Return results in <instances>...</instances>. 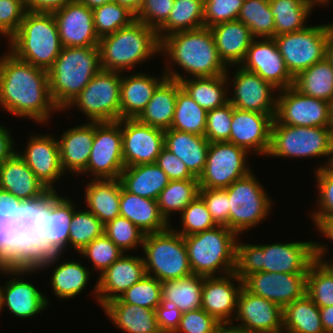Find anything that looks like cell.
Here are the masks:
<instances>
[{"label":"cell","instance_id":"1","mask_svg":"<svg viewBox=\"0 0 333 333\" xmlns=\"http://www.w3.org/2000/svg\"><path fill=\"white\" fill-rule=\"evenodd\" d=\"M0 106L3 110L36 123L50 120L59 112L49 91L48 71L15 57H0Z\"/></svg>","mask_w":333,"mask_h":333},{"label":"cell","instance_id":"2","mask_svg":"<svg viewBox=\"0 0 333 333\" xmlns=\"http://www.w3.org/2000/svg\"><path fill=\"white\" fill-rule=\"evenodd\" d=\"M316 260V241L249 244L236 242L234 273L243 281L252 273H307Z\"/></svg>","mask_w":333,"mask_h":333},{"label":"cell","instance_id":"3","mask_svg":"<svg viewBox=\"0 0 333 333\" xmlns=\"http://www.w3.org/2000/svg\"><path fill=\"white\" fill-rule=\"evenodd\" d=\"M163 52L165 61L169 58L166 65L177 64L192 78L225 75L229 69L220 59L208 27L169 34L160 41V53Z\"/></svg>","mask_w":333,"mask_h":333},{"label":"cell","instance_id":"4","mask_svg":"<svg viewBox=\"0 0 333 333\" xmlns=\"http://www.w3.org/2000/svg\"><path fill=\"white\" fill-rule=\"evenodd\" d=\"M47 199L21 202L0 218V263L26 265L38 260V231Z\"/></svg>","mask_w":333,"mask_h":333},{"label":"cell","instance_id":"5","mask_svg":"<svg viewBox=\"0 0 333 333\" xmlns=\"http://www.w3.org/2000/svg\"><path fill=\"white\" fill-rule=\"evenodd\" d=\"M101 69L98 46L63 47L48 70L50 95L59 111L64 110Z\"/></svg>","mask_w":333,"mask_h":333},{"label":"cell","instance_id":"6","mask_svg":"<svg viewBox=\"0 0 333 333\" xmlns=\"http://www.w3.org/2000/svg\"><path fill=\"white\" fill-rule=\"evenodd\" d=\"M98 48L101 68L122 73L160 53V41L154 29L135 20L101 37Z\"/></svg>","mask_w":333,"mask_h":333},{"label":"cell","instance_id":"7","mask_svg":"<svg viewBox=\"0 0 333 333\" xmlns=\"http://www.w3.org/2000/svg\"><path fill=\"white\" fill-rule=\"evenodd\" d=\"M9 52L48 71L63 46L52 13L27 11L18 31L9 39Z\"/></svg>","mask_w":333,"mask_h":333},{"label":"cell","instance_id":"8","mask_svg":"<svg viewBox=\"0 0 333 333\" xmlns=\"http://www.w3.org/2000/svg\"><path fill=\"white\" fill-rule=\"evenodd\" d=\"M237 235L225 226L184 236L189 265L193 274L204 277L224 275L235 270Z\"/></svg>","mask_w":333,"mask_h":333},{"label":"cell","instance_id":"9","mask_svg":"<svg viewBox=\"0 0 333 333\" xmlns=\"http://www.w3.org/2000/svg\"><path fill=\"white\" fill-rule=\"evenodd\" d=\"M75 208L71 198L59 196L57 192L47 196L37 235L38 260L33 263L39 271L54 266L66 250Z\"/></svg>","mask_w":333,"mask_h":333},{"label":"cell","instance_id":"10","mask_svg":"<svg viewBox=\"0 0 333 333\" xmlns=\"http://www.w3.org/2000/svg\"><path fill=\"white\" fill-rule=\"evenodd\" d=\"M267 156L283 158L329 157L318 168L333 166L332 127H302L272 124L271 144Z\"/></svg>","mask_w":333,"mask_h":333},{"label":"cell","instance_id":"11","mask_svg":"<svg viewBox=\"0 0 333 333\" xmlns=\"http://www.w3.org/2000/svg\"><path fill=\"white\" fill-rule=\"evenodd\" d=\"M170 225L166 230L145 234L143 261L146 275L158 281L176 280L192 274L184 237Z\"/></svg>","mask_w":333,"mask_h":333},{"label":"cell","instance_id":"12","mask_svg":"<svg viewBox=\"0 0 333 333\" xmlns=\"http://www.w3.org/2000/svg\"><path fill=\"white\" fill-rule=\"evenodd\" d=\"M229 198V229L237 236L267 218L272 200L251 171L225 188Z\"/></svg>","mask_w":333,"mask_h":333},{"label":"cell","instance_id":"13","mask_svg":"<svg viewBox=\"0 0 333 333\" xmlns=\"http://www.w3.org/2000/svg\"><path fill=\"white\" fill-rule=\"evenodd\" d=\"M121 73L101 69L65 108L75 106L89 122L120 120Z\"/></svg>","mask_w":333,"mask_h":333},{"label":"cell","instance_id":"14","mask_svg":"<svg viewBox=\"0 0 333 333\" xmlns=\"http://www.w3.org/2000/svg\"><path fill=\"white\" fill-rule=\"evenodd\" d=\"M330 25L308 26L300 31L274 36L285 66L293 78L325 58Z\"/></svg>","mask_w":333,"mask_h":333},{"label":"cell","instance_id":"15","mask_svg":"<svg viewBox=\"0 0 333 333\" xmlns=\"http://www.w3.org/2000/svg\"><path fill=\"white\" fill-rule=\"evenodd\" d=\"M248 154L246 149L228 141L210 143L204 170L198 177L200 189H225L247 176L251 172Z\"/></svg>","mask_w":333,"mask_h":333},{"label":"cell","instance_id":"16","mask_svg":"<svg viewBox=\"0 0 333 333\" xmlns=\"http://www.w3.org/2000/svg\"><path fill=\"white\" fill-rule=\"evenodd\" d=\"M33 272L38 273V268L33 263L26 265L0 263V273H4L5 276H14L0 287V312L4 306H7L10 313L17 318L28 319L49 307L46 295L42 294L32 283L20 278V276L24 277V274Z\"/></svg>","mask_w":333,"mask_h":333},{"label":"cell","instance_id":"17","mask_svg":"<svg viewBox=\"0 0 333 333\" xmlns=\"http://www.w3.org/2000/svg\"><path fill=\"white\" fill-rule=\"evenodd\" d=\"M272 124L302 127H332L331 103L301 94L293 86L278 90Z\"/></svg>","mask_w":333,"mask_h":333},{"label":"cell","instance_id":"18","mask_svg":"<svg viewBox=\"0 0 333 333\" xmlns=\"http://www.w3.org/2000/svg\"><path fill=\"white\" fill-rule=\"evenodd\" d=\"M125 168L122 154L121 119L95 122V135L87 168L93 179H118Z\"/></svg>","mask_w":333,"mask_h":333},{"label":"cell","instance_id":"19","mask_svg":"<svg viewBox=\"0 0 333 333\" xmlns=\"http://www.w3.org/2000/svg\"><path fill=\"white\" fill-rule=\"evenodd\" d=\"M124 166L153 164L164 147V130L137 119H121Z\"/></svg>","mask_w":333,"mask_h":333},{"label":"cell","instance_id":"20","mask_svg":"<svg viewBox=\"0 0 333 333\" xmlns=\"http://www.w3.org/2000/svg\"><path fill=\"white\" fill-rule=\"evenodd\" d=\"M282 313L279 305L249 292L243 286L238 296L236 318H233L241 324L232 326L247 333H281Z\"/></svg>","mask_w":333,"mask_h":333},{"label":"cell","instance_id":"21","mask_svg":"<svg viewBox=\"0 0 333 333\" xmlns=\"http://www.w3.org/2000/svg\"><path fill=\"white\" fill-rule=\"evenodd\" d=\"M307 273L255 272L243 280L251 293L279 305L282 309L306 294Z\"/></svg>","mask_w":333,"mask_h":333},{"label":"cell","instance_id":"22","mask_svg":"<svg viewBox=\"0 0 333 333\" xmlns=\"http://www.w3.org/2000/svg\"><path fill=\"white\" fill-rule=\"evenodd\" d=\"M237 68L233 79V95L229 97L230 104L244 111L276 114L277 95L274 94L277 88L256 73L240 65Z\"/></svg>","mask_w":333,"mask_h":333},{"label":"cell","instance_id":"23","mask_svg":"<svg viewBox=\"0 0 333 333\" xmlns=\"http://www.w3.org/2000/svg\"><path fill=\"white\" fill-rule=\"evenodd\" d=\"M244 69L254 72L278 90L293 86L294 78L288 72L274 38H255L248 48Z\"/></svg>","mask_w":333,"mask_h":333},{"label":"cell","instance_id":"24","mask_svg":"<svg viewBox=\"0 0 333 333\" xmlns=\"http://www.w3.org/2000/svg\"><path fill=\"white\" fill-rule=\"evenodd\" d=\"M57 22L63 47L98 46L93 11L78 0H73L52 13Z\"/></svg>","mask_w":333,"mask_h":333},{"label":"cell","instance_id":"25","mask_svg":"<svg viewBox=\"0 0 333 333\" xmlns=\"http://www.w3.org/2000/svg\"><path fill=\"white\" fill-rule=\"evenodd\" d=\"M26 145L25 151L16 152L41 183L51 192H56L55 182L66 173L61 166L57 138L50 134L31 135Z\"/></svg>","mask_w":333,"mask_h":333},{"label":"cell","instance_id":"26","mask_svg":"<svg viewBox=\"0 0 333 333\" xmlns=\"http://www.w3.org/2000/svg\"><path fill=\"white\" fill-rule=\"evenodd\" d=\"M275 114L244 111L233 107L229 142L260 155H268Z\"/></svg>","mask_w":333,"mask_h":333},{"label":"cell","instance_id":"27","mask_svg":"<svg viewBox=\"0 0 333 333\" xmlns=\"http://www.w3.org/2000/svg\"><path fill=\"white\" fill-rule=\"evenodd\" d=\"M233 280L238 283H233ZM238 284V285H237ZM243 281L233 272L227 275L204 277L201 308L222 325H233L234 312ZM232 316V317H231Z\"/></svg>","mask_w":333,"mask_h":333},{"label":"cell","instance_id":"28","mask_svg":"<svg viewBox=\"0 0 333 333\" xmlns=\"http://www.w3.org/2000/svg\"><path fill=\"white\" fill-rule=\"evenodd\" d=\"M145 275L143 258L123 253L117 261L98 277L93 290L96 301L103 307L109 301L119 298Z\"/></svg>","mask_w":333,"mask_h":333},{"label":"cell","instance_id":"29","mask_svg":"<svg viewBox=\"0 0 333 333\" xmlns=\"http://www.w3.org/2000/svg\"><path fill=\"white\" fill-rule=\"evenodd\" d=\"M0 188L21 202L47 199L51 193L17 152L0 165Z\"/></svg>","mask_w":333,"mask_h":333},{"label":"cell","instance_id":"30","mask_svg":"<svg viewBox=\"0 0 333 333\" xmlns=\"http://www.w3.org/2000/svg\"><path fill=\"white\" fill-rule=\"evenodd\" d=\"M171 66L172 65L165 66L166 68L164 67V73L167 75V78L179 81L181 87L195 102L205 109L206 112L229 102V97L227 96L229 91L227 88L229 87L228 84L232 85V82L228 80V69L225 75L187 78V76L181 75L178 71L172 70L174 67Z\"/></svg>","mask_w":333,"mask_h":333},{"label":"cell","instance_id":"31","mask_svg":"<svg viewBox=\"0 0 333 333\" xmlns=\"http://www.w3.org/2000/svg\"><path fill=\"white\" fill-rule=\"evenodd\" d=\"M58 140L63 171L76 175L87 168L95 135V122H88L65 130ZM79 173V174H78Z\"/></svg>","mask_w":333,"mask_h":333},{"label":"cell","instance_id":"32","mask_svg":"<svg viewBox=\"0 0 333 333\" xmlns=\"http://www.w3.org/2000/svg\"><path fill=\"white\" fill-rule=\"evenodd\" d=\"M122 76L123 74H121L120 84V119H136L167 75L163 73L158 78L146 73L135 72Z\"/></svg>","mask_w":333,"mask_h":333},{"label":"cell","instance_id":"33","mask_svg":"<svg viewBox=\"0 0 333 333\" xmlns=\"http://www.w3.org/2000/svg\"><path fill=\"white\" fill-rule=\"evenodd\" d=\"M218 55L224 64L240 65L247 54L248 48L255 39L250 29L241 21L222 22L210 27Z\"/></svg>","mask_w":333,"mask_h":333},{"label":"cell","instance_id":"34","mask_svg":"<svg viewBox=\"0 0 333 333\" xmlns=\"http://www.w3.org/2000/svg\"><path fill=\"white\" fill-rule=\"evenodd\" d=\"M209 144L204 136L175 129L164 131V147L178 157L196 178L204 170Z\"/></svg>","mask_w":333,"mask_h":333},{"label":"cell","instance_id":"35","mask_svg":"<svg viewBox=\"0 0 333 333\" xmlns=\"http://www.w3.org/2000/svg\"><path fill=\"white\" fill-rule=\"evenodd\" d=\"M120 216L130 220L145 234L161 232L171 224L160 214L157 200L126 191L121 184Z\"/></svg>","mask_w":333,"mask_h":333},{"label":"cell","instance_id":"36","mask_svg":"<svg viewBox=\"0 0 333 333\" xmlns=\"http://www.w3.org/2000/svg\"><path fill=\"white\" fill-rule=\"evenodd\" d=\"M103 310L109 320L127 333H162L158 327L155 309L122 302L119 298L106 303Z\"/></svg>","mask_w":333,"mask_h":333},{"label":"cell","instance_id":"37","mask_svg":"<svg viewBox=\"0 0 333 333\" xmlns=\"http://www.w3.org/2000/svg\"><path fill=\"white\" fill-rule=\"evenodd\" d=\"M85 187L87 209L104 225L120 216V179H93Z\"/></svg>","mask_w":333,"mask_h":333},{"label":"cell","instance_id":"38","mask_svg":"<svg viewBox=\"0 0 333 333\" xmlns=\"http://www.w3.org/2000/svg\"><path fill=\"white\" fill-rule=\"evenodd\" d=\"M119 179L126 191L153 200L158 199L170 182L167 174L155 163L125 167Z\"/></svg>","mask_w":333,"mask_h":333},{"label":"cell","instance_id":"39","mask_svg":"<svg viewBox=\"0 0 333 333\" xmlns=\"http://www.w3.org/2000/svg\"><path fill=\"white\" fill-rule=\"evenodd\" d=\"M181 83L177 80L166 78L155 90L147 106L136 118L143 124L162 130H168L174 117L177 91Z\"/></svg>","mask_w":333,"mask_h":333},{"label":"cell","instance_id":"40","mask_svg":"<svg viewBox=\"0 0 333 333\" xmlns=\"http://www.w3.org/2000/svg\"><path fill=\"white\" fill-rule=\"evenodd\" d=\"M204 276L191 274L161 282L162 303L177 307L182 313L201 309Z\"/></svg>","mask_w":333,"mask_h":333},{"label":"cell","instance_id":"41","mask_svg":"<svg viewBox=\"0 0 333 333\" xmlns=\"http://www.w3.org/2000/svg\"><path fill=\"white\" fill-rule=\"evenodd\" d=\"M284 333H325L319 307L305 294L283 308Z\"/></svg>","mask_w":333,"mask_h":333},{"label":"cell","instance_id":"42","mask_svg":"<svg viewBox=\"0 0 333 333\" xmlns=\"http://www.w3.org/2000/svg\"><path fill=\"white\" fill-rule=\"evenodd\" d=\"M293 87L301 94L333 102V65L326 57L299 73Z\"/></svg>","mask_w":333,"mask_h":333},{"label":"cell","instance_id":"43","mask_svg":"<svg viewBox=\"0 0 333 333\" xmlns=\"http://www.w3.org/2000/svg\"><path fill=\"white\" fill-rule=\"evenodd\" d=\"M76 261H62L51 275L52 291L59 299L74 298L82 293L91 276L90 269Z\"/></svg>","mask_w":333,"mask_h":333},{"label":"cell","instance_id":"44","mask_svg":"<svg viewBox=\"0 0 333 333\" xmlns=\"http://www.w3.org/2000/svg\"><path fill=\"white\" fill-rule=\"evenodd\" d=\"M204 27V0H175L166 23L157 31L161 41L169 34Z\"/></svg>","mask_w":333,"mask_h":333},{"label":"cell","instance_id":"45","mask_svg":"<svg viewBox=\"0 0 333 333\" xmlns=\"http://www.w3.org/2000/svg\"><path fill=\"white\" fill-rule=\"evenodd\" d=\"M269 4L275 21L274 36L308 27L306 22L313 7L305 0H270Z\"/></svg>","mask_w":333,"mask_h":333},{"label":"cell","instance_id":"46","mask_svg":"<svg viewBox=\"0 0 333 333\" xmlns=\"http://www.w3.org/2000/svg\"><path fill=\"white\" fill-rule=\"evenodd\" d=\"M198 178L170 180L157 199L160 214L169 222L172 213H181L185 207L199 196Z\"/></svg>","mask_w":333,"mask_h":333},{"label":"cell","instance_id":"47","mask_svg":"<svg viewBox=\"0 0 333 333\" xmlns=\"http://www.w3.org/2000/svg\"><path fill=\"white\" fill-rule=\"evenodd\" d=\"M207 112L181 87L170 129L204 136Z\"/></svg>","mask_w":333,"mask_h":333},{"label":"cell","instance_id":"48","mask_svg":"<svg viewBox=\"0 0 333 333\" xmlns=\"http://www.w3.org/2000/svg\"><path fill=\"white\" fill-rule=\"evenodd\" d=\"M237 20L250 29L254 38H274L275 21L267 1L244 0Z\"/></svg>","mask_w":333,"mask_h":333},{"label":"cell","instance_id":"49","mask_svg":"<svg viewBox=\"0 0 333 333\" xmlns=\"http://www.w3.org/2000/svg\"><path fill=\"white\" fill-rule=\"evenodd\" d=\"M306 294L320 307L333 306V270L316 259L306 274Z\"/></svg>","mask_w":333,"mask_h":333},{"label":"cell","instance_id":"50","mask_svg":"<svg viewBox=\"0 0 333 333\" xmlns=\"http://www.w3.org/2000/svg\"><path fill=\"white\" fill-rule=\"evenodd\" d=\"M92 11L94 27L99 38L115 33L136 20L132 11L114 1L95 7Z\"/></svg>","mask_w":333,"mask_h":333},{"label":"cell","instance_id":"51","mask_svg":"<svg viewBox=\"0 0 333 333\" xmlns=\"http://www.w3.org/2000/svg\"><path fill=\"white\" fill-rule=\"evenodd\" d=\"M73 212L68 246L80 252L87 244L104 233V224L90 211Z\"/></svg>","mask_w":333,"mask_h":333},{"label":"cell","instance_id":"52","mask_svg":"<svg viewBox=\"0 0 333 333\" xmlns=\"http://www.w3.org/2000/svg\"><path fill=\"white\" fill-rule=\"evenodd\" d=\"M104 233L124 253L143 246L145 233L124 217H116L104 225Z\"/></svg>","mask_w":333,"mask_h":333},{"label":"cell","instance_id":"53","mask_svg":"<svg viewBox=\"0 0 333 333\" xmlns=\"http://www.w3.org/2000/svg\"><path fill=\"white\" fill-rule=\"evenodd\" d=\"M161 294V282L155 277L145 275L141 280L127 289L119 299L124 303L156 309L162 303Z\"/></svg>","mask_w":333,"mask_h":333},{"label":"cell","instance_id":"54","mask_svg":"<svg viewBox=\"0 0 333 333\" xmlns=\"http://www.w3.org/2000/svg\"><path fill=\"white\" fill-rule=\"evenodd\" d=\"M182 229L176 230L180 235L188 236L195 233L212 229L217 225L212 220L207 206L200 196H197L185 209L180 213Z\"/></svg>","mask_w":333,"mask_h":333},{"label":"cell","instance_id":"55","mask_svg":"<svg viewBox=\"0 0 333 333\" xmlns=\"http://www.w3.org/2000/svg\"><path fill=\"white\" fill-rule=\"evenodd\" d=\"M79 253L90 260L96 271L101 274L117 261L124 253L103 233L92 240Z\"/></svg>","mask_w":333,"mask_h":333},{"label":"cell","instance_id":"56","mask_svg":"<svg viewBox=\"0 0 333 333\" xmlns=\"http://www.w3.org/2000/svg\"><path fill=\"white\" fill-rule=\"evenodd\" d=\"M314 174L317 179L318 210L310 214L316 226L324 217L333 216V166L316 169Z\"/></svg>","mask_w":333,"mask_h":333},{"label":"cell","instance_id":"57","mask_svg":"<svg viewBox=\"0 0 333 333\" xmlns=\"http://www.w3.org/2000/svg\"><path fill=\"white\" fill-rule=\"evenodd\" d=\"M233 115L230 102L207 112L204 137L210 142H229Z\"/></svg>","mask_w":333,"mask_h":333},{"label":"cell","instance_id":"58","mask_svg":"<svg viewBox=\"0 0 333 333\" xmlns=\"http://www.w3.org/2000/svg\"><path fill=\"white\" fill-rule=\"evenodd\" d=\"M244 0H204V27L237 20Z\"/></svg>","mask_w":333,"mask_h":333},{"label":"cell","instance_id":"59","mask_svg":"<svg viewBox=\"0 0 333 333\" xmlns=\"http://www.w3.org/2000/svg\"><path fill=\"white\" fill-rule=\"evenodd\" d=\"M175 0H144L136 20L141 21L156 32L166 23Z\"/></svg>","mask_w":333,"mask_h":333},{"label":"cell","instance_id":"60","mask_svg":"<svg viewBox=\"0 0 333 333\" xmlns=\"http://www.w3.org/2000/svg\"><path fill=\"white\" fill-rule=\"evenodd\" d=\"M27 11L25 0H0V35L10 39L18 31Z\"/></svg>","mask_w":333,"mask_h":333},{"label":"cell","instance_id":"61","mask_svg":"<svg viewBox=\"0 0 333 333\" xmlns=\"http://www.w3.org/2000/svg\"><path fill=\"white\" fill-rule=\"evenodd\" d=\"M212 220L217 226L229 228V198L226 189H199Z\"/></svg>","mask_w":333,"mask_h":333},{"label":"cell","instance_id":"62","mask_svg":"<svg viewBox=\"0 0 333 333\" xmlns=\"http://www.w3.org/2000/svg\"><path fill=\"white\" fill-rule=\"evenodd\" d=\"M221 325L201 308L182 313L179 326L174 333H216Z\"/></svg>","mask_w":333,"mask_h":333},{"label":"cell","instance_id":"63","mask_svg":"<svg viewBox=\"0 0 333 333\" xmlns=\"http://www.w3.org/2000/svg\"><path fill=\"white\" fill-rule=\"evenodd\" d=\"M169 177L170 180H187L195 177L189 172L186 165L165 147L155 162Z\"/></svg>","mask_w":333,"mask_h":333},{"label":"cell","instance_id":"64","mask_svg":"<svg viewBox=\"0 0 333 333\" xmlns=\"http://www.w3.org/2000/svg\"><path fill=\"white\" fill-rule=\"evenodd\" d=\"M158 327L162 333H174L179 326L182 312L175 306L160 303L156 309Z\"/></svg>","mask_w":333,"mask_h":333},{"label":"cell","instance_id":"65","mask_svg":"<svg viewBox=\"0 0 333 333\" xmlns=\"http://www.w3.org/2000/svg\"><path fill=\"white\" fill-rule=\"evenodd\" d=\"M73 0H25L28 11L53 13Z\"/></svg>","mask_w":333,"mask_h":333},{"label":"cell","instance_id":"66","mask_svg":"<svg viewBox=\"0 0 333 333\" xmlns=\"http://www.w3.org/2000/svg\"><path fill=\"white\" fill-rule=\"evenodd\" d=\"M11 136L9 129L0 124V165L17 151Z\"/></svg>","mask_w":333,"mask_h":333},{"label":"cell","instance_id":"67","mask_svg":"<svg viewBox=\"0 0 333 333\" xmlns=\"http://www.w3.org/2000/svg\"><path fill=\"white\" fill-rule=\"evenodd\" d=\"M21 201L10 192L0 188V218L5 216L11 209L18 206Z\"/></svg>","mask_w":333,"mask_h":333},{"label":"cell","instance_id":"68","mask_svg":"<svg viewBox=\"0 0 333 333\" xmlns=\"http://www.w3.org/2000/svg\"><path fill=\"white\" fill-rule=\"evenodd\" d=\"M319 311L325 333H333V306L320 307Z\"/></svg>","mask_w":333,"mask_h":333},{"label":"cell","instance_id":"69","mask_svg":"<svg viewBox=\"0 0 333 333\" xmlns=\"http://www.w3.org/2000/svg\"><path fill=\"white\" fill-rule=\"evenodd\" d=\"M317 231H320L329 241L333 243V216L324 217L317 225Z\"/></svg>","mask_w":333,"mask_h":333},{"label":"cell","instance_id":"70","mask_svg":"<svg viewBox=\"0 0 333 333\" xmlns=\"http://www.w3.org/2000/svg\"><path fill=\"white\" fill-rule=\"evenodd\" d=\"M113 1L122 6H125L136 15L144 0H113Z\"/></svg>","mask_w":333,"mask_h":333},{"label":"cell","instance_id":"71","mask_svg":"<svg viewBox=\"0 0 333 333\" xmlns=\"http://www.w3.org/2000/svg\"><path fill=\"white\" fill-rule=\"evenodd\" d=\"M328 245L320 244L319 242H316V259L324 261L332 270H333V258L329 262V260L326 261L325 255L327 254V248Z\"/></svg>","mask_w":333,"mask_h":333},{"label":"cell","instance_id":"72","mask_svg":"<svg viewBox=\"0 0 333 333\" xmlns=\"http://www.w3.org/2000/svg\"><path fill=\"white\" fill-rule=\"evenodd\" d=\"M326 59L333 65V22L330 25L329 37L326 45Z\"/></svg>","mask_w":333,"mask_h":333},{"label":"cell","instance_id":"73","mask_svg":"<svg viewBox=\"0 0 333 333\" xmlns=\"http://www.w3.org/2000/svg\"><path fill=\"white\" fill-rule=\"evenodd\" d=\"M79 2L86 5L88 8H95L110 2H113V0H78Z\"/></svg>","mask_w":333,"mask_h":333},{"label":"cell","instance_id":"74","mask_svg":"<svg viewBox=\"0 0 333 333\" xmlns=\"http://www.w3.org/2000/svg\"><path fill=\"white\" fill-rule=\"evenodd\" d=\"M216 333H247V332H245V331H243L241 329H238V328H236V327H234V326H232L230 324H228V325L224 324V325H221L217 329Z\"/></svg>","mask_w":333,"mask_h":333},{"label":"cell","instance_id":"75","mask_svg":"<svg viewBox=\"0 0 333 333\" xmlns=\"http://www.w3.org/2000/svg\"><path fill=\"white\" fill-rule=\"evenodd\" d=\"M309 5H311L313 8L316 7L315 5H326L330 3L332 0H305Z\"/></svg>","mask_w":333,"mask_h":333},{"label":"cell","instance_id":"76","mask_svg":"<svg viewBox=\"0 0 333 333\" xmlns=\"http://www.w3.org/2000/svg\"><path fill=\"white\" fill-rule=\"evenodd\" d=\"M331 108H332V129H333V102L331 103Z\"/></svg>","mask_w":333,"mask_h":333}]
</instances>
